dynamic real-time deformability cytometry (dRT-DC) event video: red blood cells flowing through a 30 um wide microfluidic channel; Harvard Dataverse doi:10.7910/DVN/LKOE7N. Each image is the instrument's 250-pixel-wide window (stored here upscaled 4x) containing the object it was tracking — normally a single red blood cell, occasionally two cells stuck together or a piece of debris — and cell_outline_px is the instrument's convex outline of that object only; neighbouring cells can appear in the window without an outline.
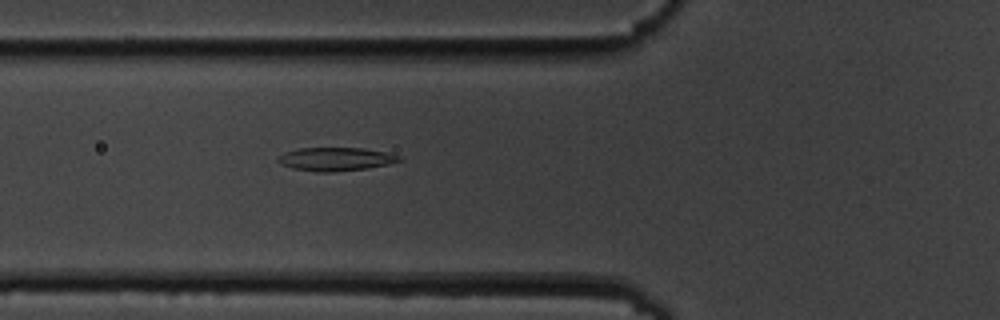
{"species": "common noctule bat (a hibernating species)", "species_latin": "Nyctalus noctula", "temperature_condition": "cold", "stored_images_in_passage": 7, "camera_frame_rate_fps": 3000, "um_per_image_px": 0.085, "animal": {"sex": "male", "body_mass_g": 19.5, "forearm_length_mm": 54.6}, "frame": {"image": 1, "passage_image": 7, "time_ms": 6.667, "image_size_px": [1000, 320], "cell_outline_px": [[404, 160], [388, 164], [368, 168], [332, 172], [316, 172], [292, 168], [280, 164], [276, 160], [276, 156], [284, 152], [296, 148], [364, 148], [384, 152], [400, 156]], "centroid_in_image_um": [28.48, 13.52], "position_along_channel_um": 97.3, "area_um2": 16.7}}